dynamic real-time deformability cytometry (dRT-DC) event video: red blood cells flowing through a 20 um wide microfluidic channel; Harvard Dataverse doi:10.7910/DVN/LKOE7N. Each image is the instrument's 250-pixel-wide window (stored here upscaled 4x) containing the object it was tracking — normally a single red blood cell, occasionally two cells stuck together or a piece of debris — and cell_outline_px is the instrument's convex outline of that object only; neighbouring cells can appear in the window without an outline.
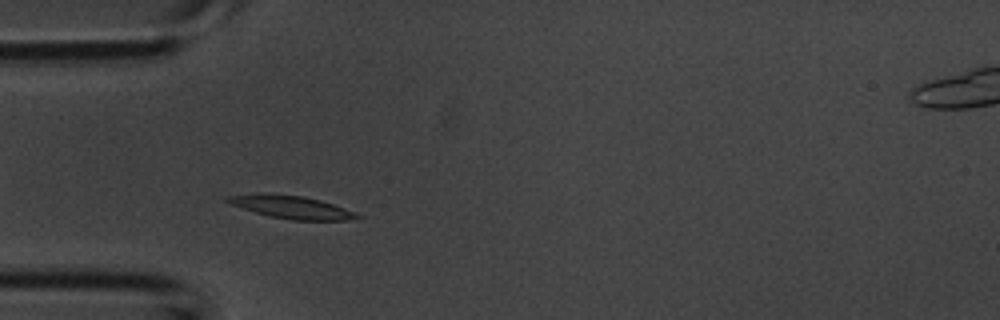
{"species": "common noctule bat (a hibernating species)", "species_latin": "Nyctalus noctula", "temperature_condition": "room temperature", "stored_images_in_passage": 31, "camera_frame_rate_fps": 3000, "um_per_image_px": 0.085, "animal": {"sex": "male", "body_mass_g": 20.1, "forearm_length_mm": 53.5}, "frame": {"image": 1, "passage_image": 1, "time_ms": 0.0, "image_size_px": [1000, 320], "cell_outline_px": [[364, 216], [348, 220], [292, 220], [272, 216], [256, 212], [232, 204], [224, 200], [224, 196], [256, 192], [264, 192], [304, 196], [320, 200], [344, 208]], "centroid_in_image_um": [24.72, 17.57], "position_along_channel_um": 60.3, "area_um2": 17.28}}
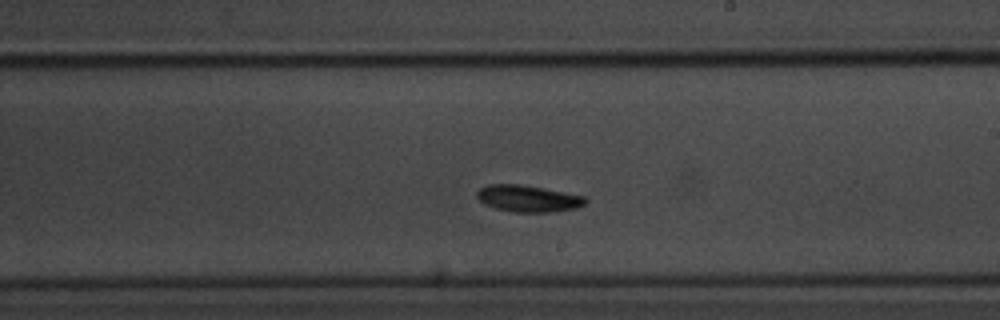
{"frame": {"image": 2, "passage_image": 13, "time_ms": 4.0, "image_size_px": [1000, 320], "cell_outline_px": [[588, 200], [580, 208], [552, 212], [512, 212], [496, 208], [484, 204], [476, 196], [476, 192], [480, 188], [488, 184], [520, 184], [544, 188], [584, 196]], "centroid_in_image_um": [44.9, 16.88], "position_along_channel_um": 244.1, "area_um2": 16.99}}
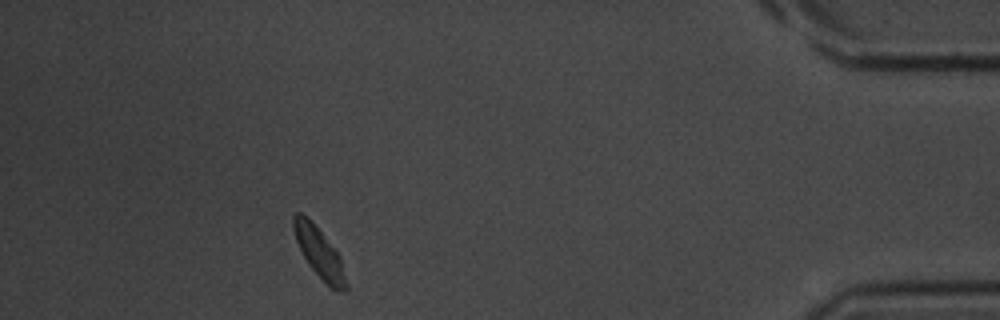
{"frame": {"image": 3, "passage_image": 27, "time_ms": 8.667, "image_size_px": [1000, 320], "cell_outline_px": [[348, 288], [344, 292], [340, 292], [332, 288], [308, 264], [296, 240], [292, 228], [292, 216], [296, 212], [300, 212], [320, 232], [340, 256], [348, 284]], "centroid_in_image_um": [27.15, 21.51], "position_along_channel_um": 408.1, "area_um2": 14.8}}